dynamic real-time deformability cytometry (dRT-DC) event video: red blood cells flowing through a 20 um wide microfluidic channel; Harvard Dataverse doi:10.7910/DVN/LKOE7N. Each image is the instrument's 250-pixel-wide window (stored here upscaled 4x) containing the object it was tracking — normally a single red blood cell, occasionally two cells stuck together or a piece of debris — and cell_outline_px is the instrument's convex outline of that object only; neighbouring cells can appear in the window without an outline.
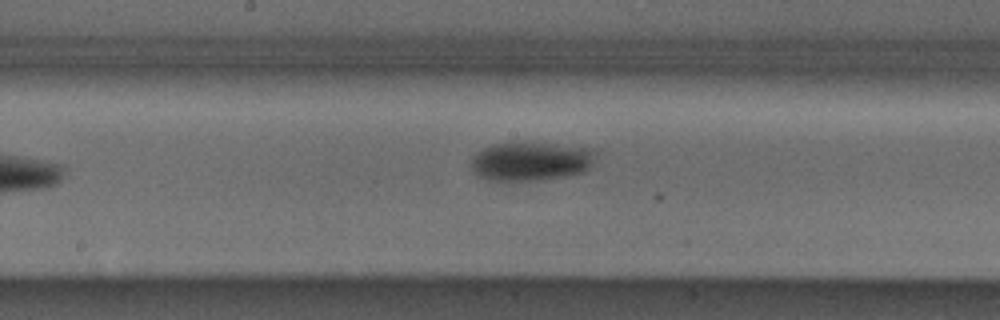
{"species": "Egyptian fruit bat (a non-hibernating species)", "species_latin": "Rousettus aegyptiacus", "temperature_condition": "cold", "stored_images_in_passage": 8, "camera_frame_rate_fps": 3000, "um_per_image_px": 0.085, "animal": {"sex": "male"}, "frame": {"image": 1, "passage_image": 8, "time_ms": 2.333, "image_size_px": [1000, 320], "cell_outline_px": [[596, 152], [592, 164], [584, 172], [568, 176], [544, 180], [488, 180], [476, 176], [472, 172], [472, 156], [484, 148], [496, 144], [556, 144], [592, 148]], "centroid_in_image_um": [45.14, 13.74], "position_along_channel_um": 203.1, "area_um2": 27.98}}